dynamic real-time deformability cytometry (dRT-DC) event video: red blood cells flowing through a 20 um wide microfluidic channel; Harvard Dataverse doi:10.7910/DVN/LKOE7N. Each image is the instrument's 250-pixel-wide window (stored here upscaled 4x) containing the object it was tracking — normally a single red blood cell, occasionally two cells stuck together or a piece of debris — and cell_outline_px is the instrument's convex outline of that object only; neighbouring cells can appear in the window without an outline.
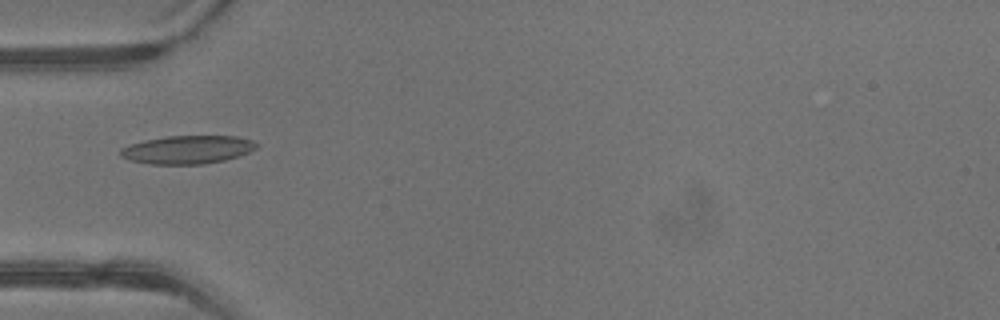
{"species": "common noctule bat (a hibernating species)", "species_latin": "Nyctalus noctula", "temperature_condition": "warm", "stored_images_in_passage": 29, "camera_frame_rate_fps": 3000, "um_per_image_px": 0.085, "animal": {"sex": "male", "body_mass_g": 13.3}, "frame": {"image": 1, "passage_image": 1, "time_ms": 0.0, "image_size_px": [1000, 320], "cell_outline_px": [[260, 144], [256, 148], [248, 152], [224, 160], [204, 164], [152, 164], [132, 160], [120, 156], [120, 148], [128, 144], [144, 140], [168, 136], [236, 136], [252, 140]], "centroid_in_image_um": [15.93, 12.71], "position_along_channel_um": 69.1, "area_um2": 22.31}}
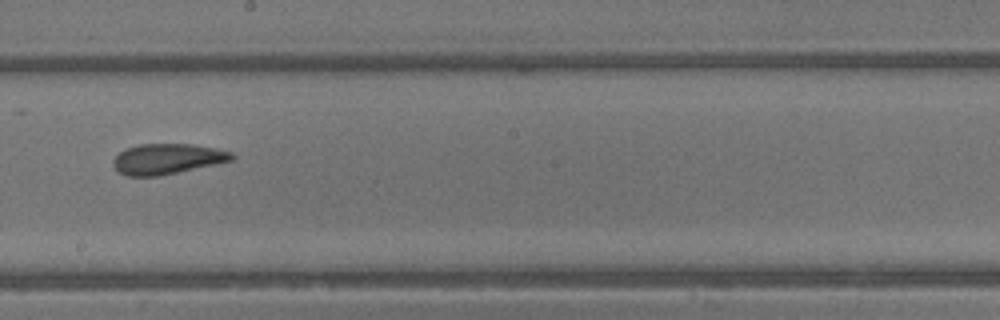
{"frame": {"image": 2, "passage_image": 11, "time_ms": 3.333, "image_size_px": [1000, 320], "cell_outline_px": [[236, 156], [232, 160], [216, 164], [156, 176], [128, 176], [120, 172], [112, 164], [112, 160], [120, 152], [128, 148], [140, 144], [192, 144], [216, 148], [232, 152]], "centroid_in_image_um": [14.23, 13.5], "position_along_channel_um": 234.0, "area_um2": 20.81}}
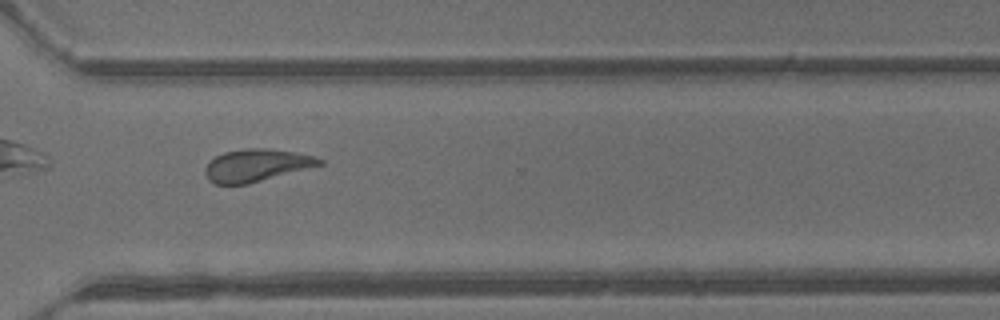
{"frame": {"image": 3, "passage_image": 18, "time_ms": 5.667, "image_size_px": [1000, 320], "cell_outline_px": [[324, 164], [248, 184], [216, 184], [208, 180], [204, 172], [204, 168], [216, 156], [224, 152], [244, 148], [268, 148], [296, 152], [312, 156], [324, 160]], "centroid_in_image_um": [21.79, 14.05], "position_along_channel_um": 348.8, "area_um2": 21.56}, "authors_computed_cell_mechanics": {"area_um2": 21.5016, "velocity_mm_per_s": 4.9366, "shape_relaxation_time_tau1_ms": null, "shape_relaxation_time_tau2_ms": 2.2181, "deformation_change_tau1": null, "deformation_change_tau2": 0.0974}}